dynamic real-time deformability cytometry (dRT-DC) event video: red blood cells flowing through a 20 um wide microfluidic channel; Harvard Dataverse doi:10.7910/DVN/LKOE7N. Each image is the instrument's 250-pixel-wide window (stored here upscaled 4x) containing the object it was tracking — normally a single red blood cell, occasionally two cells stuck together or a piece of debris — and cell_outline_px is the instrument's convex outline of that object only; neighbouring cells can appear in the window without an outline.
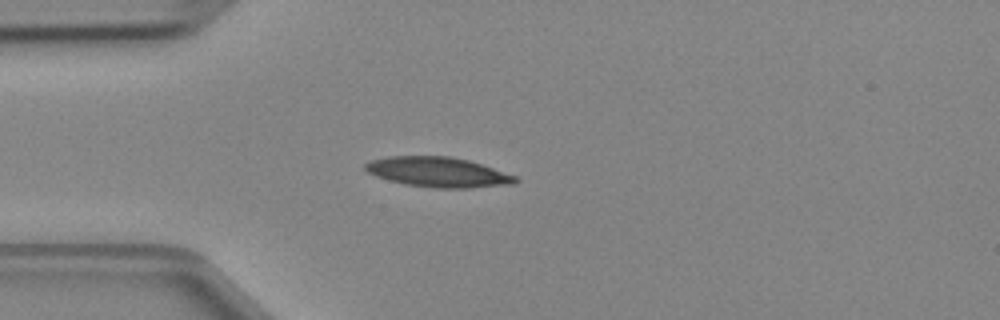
{"species": "Egyptian fruit bat (a non-hibernating species)", "species_latin": "Rousettus aegyptiacus", "temperature_condition": "cold", "stored_images_in_passage": 2, "camera_frame_rate_fps": 3000, "um_per_image_px": 0.085, "animal": {"sex": "female"}, "frame": {"image": 1, "passage_image": 2, "time_ms": 0.333, "image_size_px": [1000, 320], "cell_outline_px": [[520, 180], [512, 184], [468, 188], [432, 188], [404, 184], [376, 176], [368, 172], [364, 168], [364, 164], [372, 160], [388, 156], [448, 156], [468, 160], [516, 176]], "centroid_in_image_um": [37.22, 14.63], "position_along_channel_um": 47.8, "area_um2": 26.07}}